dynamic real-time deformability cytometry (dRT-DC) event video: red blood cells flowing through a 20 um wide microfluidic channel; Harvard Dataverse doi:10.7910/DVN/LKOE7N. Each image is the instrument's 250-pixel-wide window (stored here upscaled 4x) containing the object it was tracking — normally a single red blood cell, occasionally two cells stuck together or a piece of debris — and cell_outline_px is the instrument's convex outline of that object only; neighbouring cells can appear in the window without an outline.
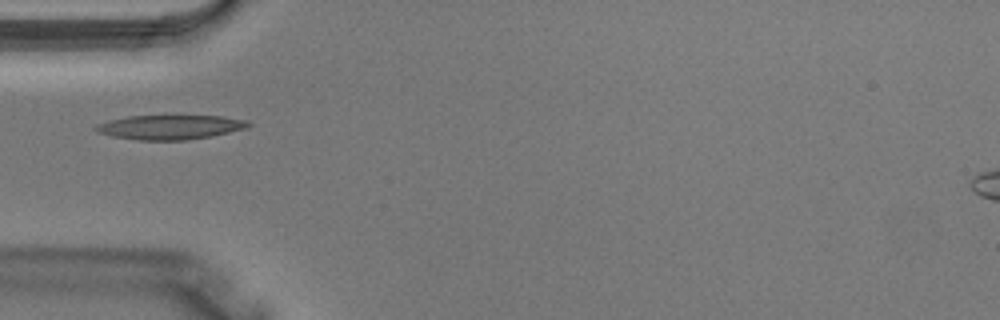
{"species": "Egyptian fruit bat (a non-hibernating species)", "species_latin": "Rousettus aegyptiacus", "temperature_condition": "warm", "stored_images_in_passage": 1, "camera_frame_rate_fps": 3000, "um_per_image_px": 0.085, "animal": {"sex": "male"}, "frame": {"image": 1, "passage_image": 1, "time_ms": 0.0, "image_size_px": [1000, 320], "cell_outline_px": [[252, 124], [248, 128], [212, 136], [184, 140], [140, 140], [112, 136], [96, 132], [92, 128], [96, 124], [108, 120], [128, 116], [168, 112], [176, 112], [220, 116], [248, 120]], "centroid_in_image_um": [14.46, 10.74], "position_along_channel_um": 70.5, "area_um2": 23.24}}